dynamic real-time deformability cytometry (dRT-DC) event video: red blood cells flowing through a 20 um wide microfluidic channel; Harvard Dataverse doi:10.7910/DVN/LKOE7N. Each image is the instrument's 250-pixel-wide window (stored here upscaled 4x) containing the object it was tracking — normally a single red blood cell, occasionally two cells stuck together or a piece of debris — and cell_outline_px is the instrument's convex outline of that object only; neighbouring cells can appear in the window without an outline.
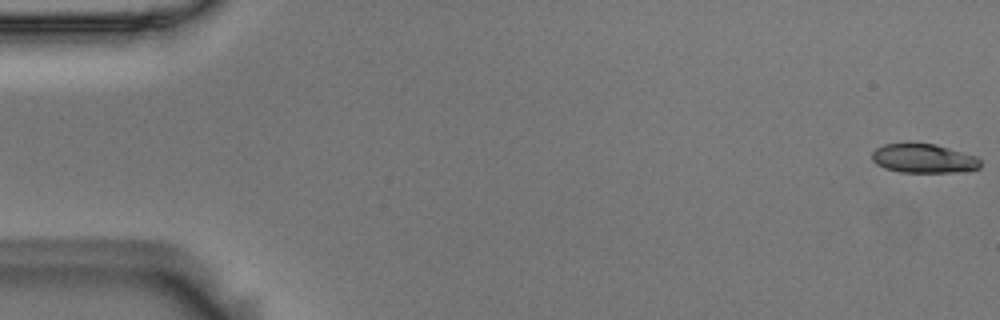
{"species": "Egyptian fruit bat (a non-hibernating species)", "species_latin": "Rousettus aegyptiacus", "temperature_condition": "room temperature", "stored_images_in_passage": 54, "camera_frame_rate_fps": 3000, "um_per_image_px": 0.085, "animal": {"sex": "male"}, "frame": {"image": 1, "passage_image": 1, "time_ms": 0.0, "image_size_px": [1000, 320], "cell_outline_px": [[980, 168], [956, 172], [900, 172], [884, 168], [876, 164], [872, 160], [872, 152], [876, 148], [884, 144], [908, 140], [936, 144], [976, 156], [980, 160]], "centroid_in_image_um": [78.45, 13.42], "position_along_channel_um": 6.6, "area_um2": 18.96}}
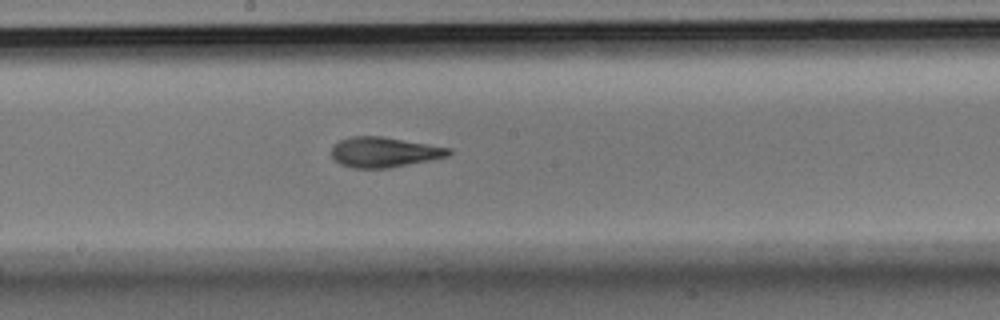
{"frame": {"image": 2, "passage_image": 30, "time_ms": 9.667, "image_size_px": [1000, 320], "cell_outline_px": [[452, 152], [448, 156], [432, 160], [392, 168], [352, 168], [340, 164], [332, 156], [332, 148], [340, 140], [352, 136], [380, 136], [452, 148]], "centroid_in_image_um": [32.69, 12.94], "position_along_channel_um": 215.5, "area_um2": 20.63}}
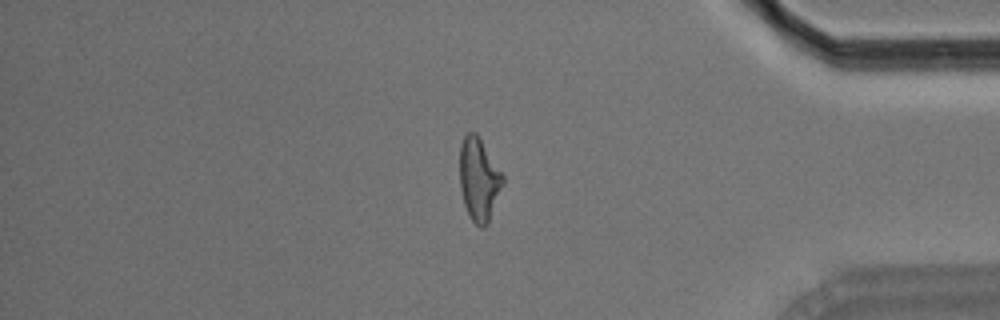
{"frame": {"image": 3, "passage_image": 47, "time_ms": 15.333, "image_size_px": [1000, 320], "cell_outline_px": [[504, 184], [488, 224], [484, 228], [480, 228], [468, 216], [464, 204], [460, 188], [460, 144], [464, 136], [468, 132], [476, 132], [504, 176]], "centroid_in_image_um": [40.71, 15.28], "position_along_channel_um": 394.5, "area_um2": 20.98}}